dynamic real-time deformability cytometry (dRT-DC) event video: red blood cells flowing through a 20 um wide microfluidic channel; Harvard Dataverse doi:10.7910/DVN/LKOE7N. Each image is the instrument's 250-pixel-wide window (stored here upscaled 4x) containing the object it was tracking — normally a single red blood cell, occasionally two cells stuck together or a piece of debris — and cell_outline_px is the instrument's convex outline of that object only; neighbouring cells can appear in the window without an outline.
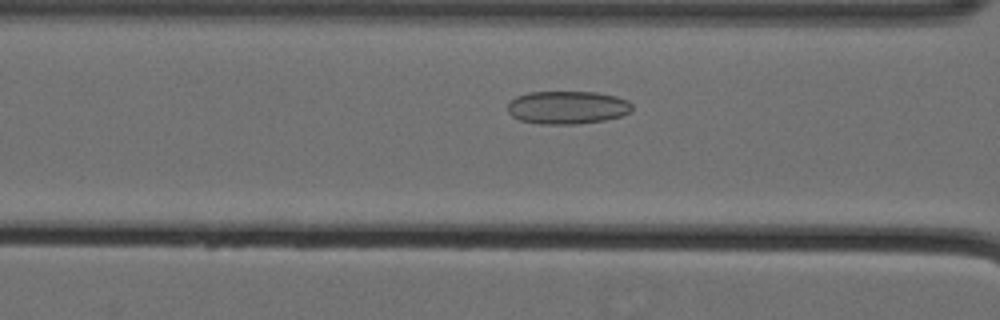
{"species": "Egyptian fruit bat (a non-hibernating species)", "species_latin": "Rousettus aegyptiacus", "temperature_condition": "cold", "stored_images_in_passage": 43, "camera_frame_rate_fps": 3000, "um_per_image_px": 0.085, "animal": {"sex": "female"}, "frame": {"image": 1, "passage_image": 11, "time_ms": 3.333, "image_size_px": [1000, 320], "cell_outline_px": [[632, 112], [620, 116], [604, 120], [576, 124], [540, 124], [520, 120], [512, 116], [508, 112], [508, 104], [516, 96], [528, 92], [596, 92], [616, 96], [628, 100], [632, 104]], "centroid_in_image_um": [48.24, 9.13], "position_along_channel_um": 118.4, "area_um2": 24.04}}
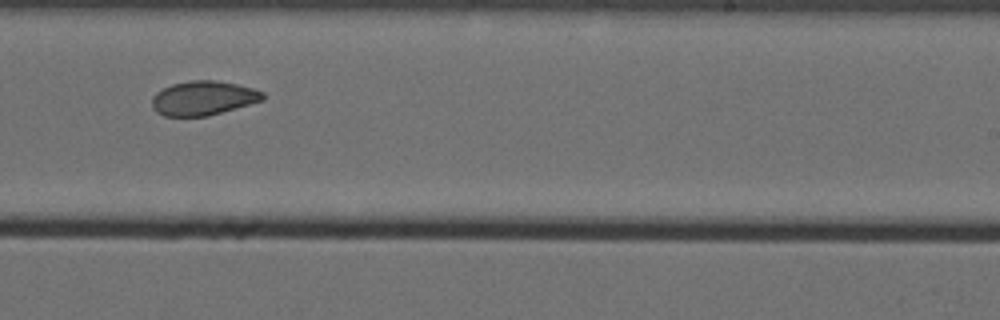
{"frame": {"image": 2, "passage_image": 24, "time_ms": 7.667, "image_size_px": [1000, 320], "cell_outline_px": [[264, 100], [208, 116], [164, 116], [156, 112], [152, 108], [152, 96], [156, 92], [172, 84], [188, 80], [216, 80], [236, 84], [252, 88], [264, 92]], "centroid_in_image_um": [17.26, 8.34], "position_along_channel_um": 271.7, "area_um2": 22.2}}
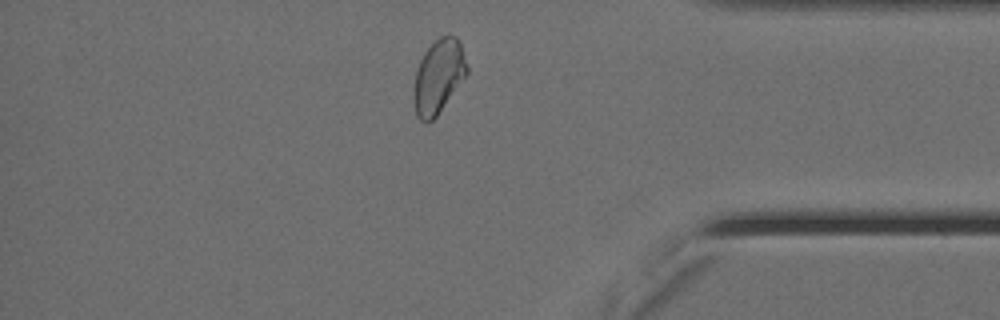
{"frame": {"image": 3, "passage_image": 36, "time_ms": 11.667, "image_size_px": [1000, 320], "cell_outline_px": [[468, 72], [436, 116], [428, 124], [420, 120], [416, 116], [412, 100], [412, 92], [416, 72], [420, 60], [424, 52], [440, 36], [456, 36], [460, 44], [468, 68]], "centroid_in_image_um": [37.22, 6.54], "position_along_channel_um": 398.0, "area_um2": 22.72}, "authors_computed_cell_mechanics": {"area_um2": 22.831, "velocity_mm_per_s": 3.5432, "shape_relaxation_time_tau1_ms": null, "shape_relaxation_time_tau2_ms": 2.7963, "deformation_change_tau1": null, "deformation_change_tau2": 0.0552}}